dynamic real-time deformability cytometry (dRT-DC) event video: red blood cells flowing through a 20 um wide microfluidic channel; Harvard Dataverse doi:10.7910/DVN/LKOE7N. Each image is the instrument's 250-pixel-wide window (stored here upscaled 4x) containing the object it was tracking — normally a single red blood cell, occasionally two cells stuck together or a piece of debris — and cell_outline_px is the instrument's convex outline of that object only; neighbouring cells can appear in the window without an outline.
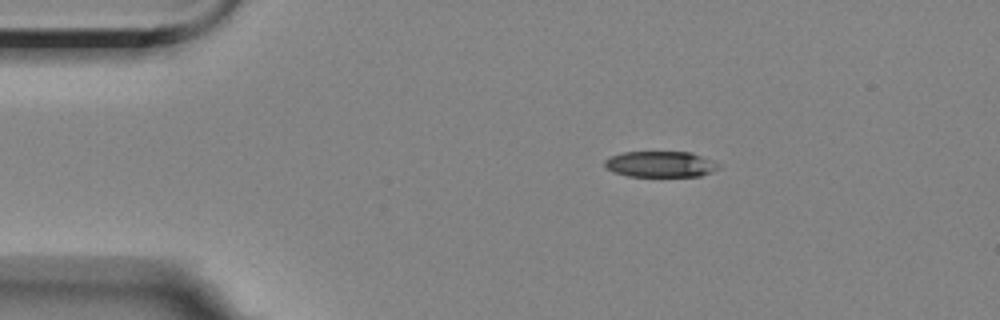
{"species": "Egyptian fruit bat (a non-hibernating species)", "species_latin": "Rousettus aegyptiacus", "temperature_condition": "room temperature", "stored_images_in_passage": 8, "camera_frame_rate_fps": 3000, "um_per_image_px": 0.085, "animal": {"sex": "female"}, "frame": {"image": 1, "passage_image": 1, "time_ms": 0.0, "image_size_px": [1000, 320], "cell_outline_px": [[720, 168], [712, 172], [700, 176], [628, 176], [612, 172], [604, 168], [604, 160], [612, 156], [624, 152], [692, 152], [712, 160], [720, 164]], "centroid_in_image_um": [56.14, 13.96], "position_along_channel_um": 28.9, "area_um2": 17.34}}
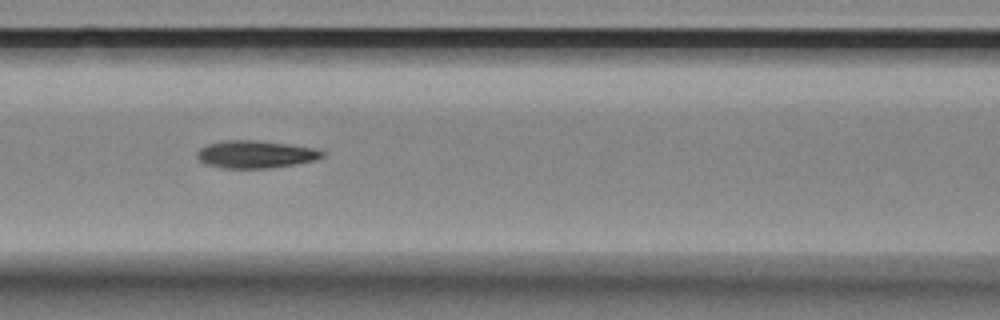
{"frame": {"image": 2, "passage_image": 5, "time_ms": 4.667, "image_size_px": [1000, 320], "cell_outline_px": [[324, 156], [316, 160], [296, 164], [268, 168], [220, 168], [204, 164], [196, 156], [196, 152], [200, 148], [208, 144], [224, 140], [256, 140], [288, 144], [312, 148], [324, 152]], "centroid_in_image_um": [21.68, 13.12], "position_along_channel_um": 144.9, "area_um2": 20.11}}
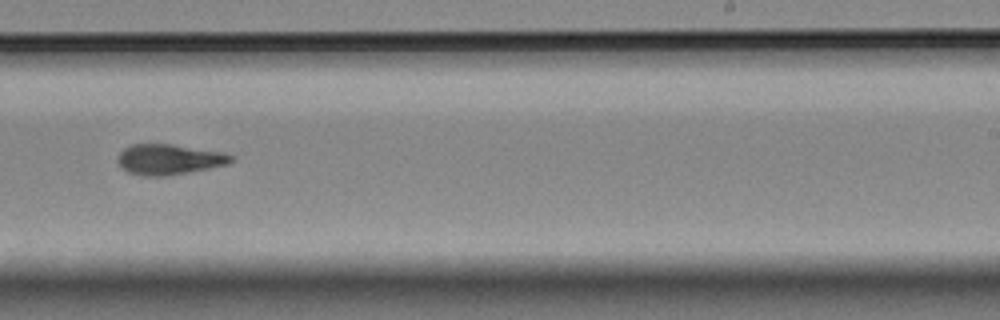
{"frame": {"image": 3, "passage_image": 8, "time_ms": 8.333, "image_size_px": [1000, 320], "cell_outline_px": [[236, 156], [228, 164], [188, 172], [164, 176], [144, 176], [128, 172], [116, 160], [120, 152], [124, 148], [132, 144], [172, 144], [224, 152]], "centroid_in_image_um": [14.39, 13.54], "position_along_channel_um": 274.6, "area_um2": 20.06}}